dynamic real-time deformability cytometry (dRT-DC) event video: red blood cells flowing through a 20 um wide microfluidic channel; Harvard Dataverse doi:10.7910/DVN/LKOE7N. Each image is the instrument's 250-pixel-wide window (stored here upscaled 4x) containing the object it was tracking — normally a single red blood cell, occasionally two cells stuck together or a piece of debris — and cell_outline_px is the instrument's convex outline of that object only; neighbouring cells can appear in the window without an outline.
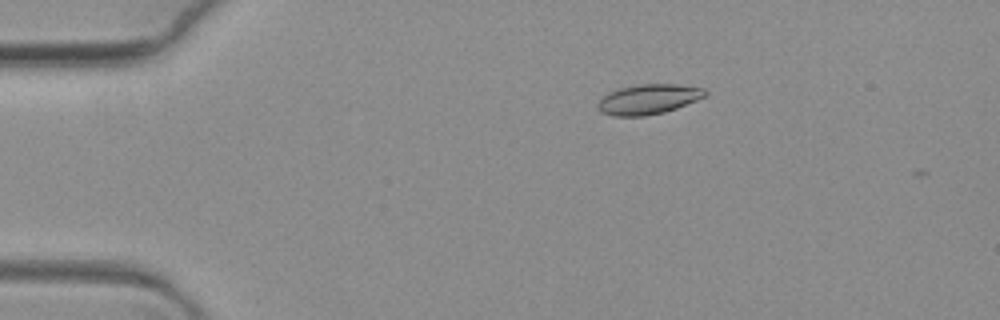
{"species": "common noctule bat (a hibernating species)", "species_latin": "Nyctalus noctula", "temperature_condition": "warm", "stored_images_in_passage": 9, "camera_frame_rate_fps": 3000, "um_per_image_px": 0.085, "animal": {"sex": "female", "body_mass_g": 19.3, "forearm_length_mm": 54.1}, "frame": {"image": 1, "passage_image": 3, "time_ms": 0.667, "image_size_px": [1000, 320], "cell_outline_px": [[708, 92], [704, 96], [696, 100], [676, 108], [664, 112], [644, 116], [612, 116], [600, 112], [596, 108], [596, 104], [608, 92], [620, 88], [636, 84], [676, 84], [704, 88]], "centroid_in_image_um": [55.07, 8.43], "position_along_channel_um": 29.9, "area_um2": 18.79}}
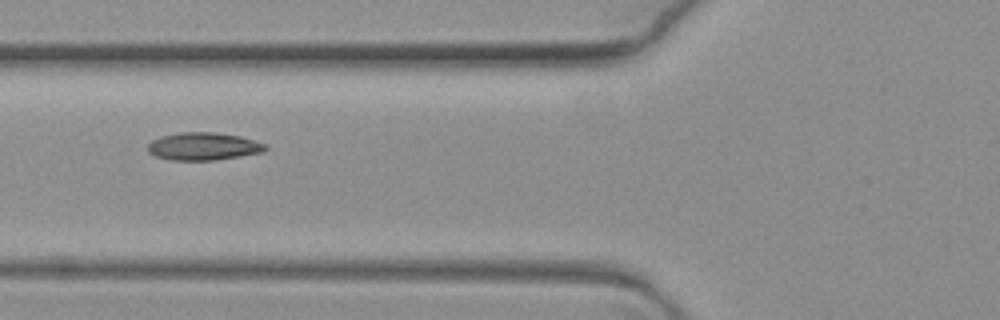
{"frame": {"image": 2, "passage_image": 7, "time_ms": 2.0, "image_size_px": [1000, 320], "cell_outline_px": [[268, 148], [264, 152], [216, 160], [172, 160], [156, 156], [148, 152], [148, 144], [152, 140], [160, 136], [180, 132], [216, 132], [240, 136], [256, 140], [268, 144]], "centroid_in_image_um": [17.33, 12.43], "position_along_channel_um": 108.5, "area_um2": 19.19}}
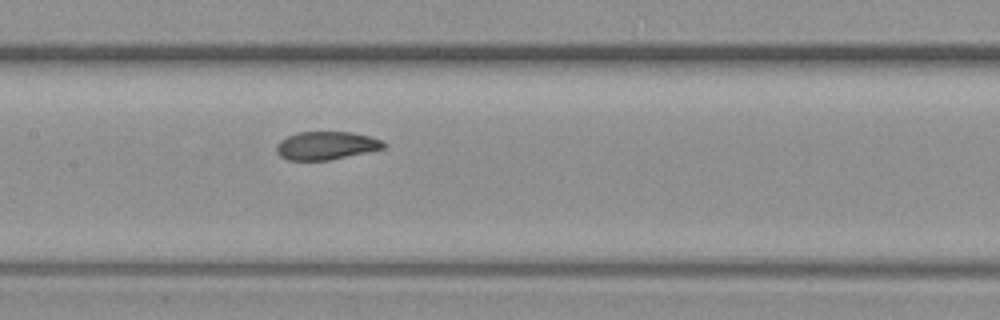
{"frame": {"image": 3, "passage_image": 9, "time_ms": 2.667, "image_size_px": [1000, 320], "cell_outline_px": [[388, 144], [384, 148], [368, 152], [328, 160], [288, 160], [280, 156], [276, 152], [276, 144], [280, 140], [288, 136], [300, 132], [352, 132], [368, 136], [380, 140]], "centroid_in_image_um": [27.71, 12.37], "position_along_channel_um": 179.7, "area_um2": 17.51}}